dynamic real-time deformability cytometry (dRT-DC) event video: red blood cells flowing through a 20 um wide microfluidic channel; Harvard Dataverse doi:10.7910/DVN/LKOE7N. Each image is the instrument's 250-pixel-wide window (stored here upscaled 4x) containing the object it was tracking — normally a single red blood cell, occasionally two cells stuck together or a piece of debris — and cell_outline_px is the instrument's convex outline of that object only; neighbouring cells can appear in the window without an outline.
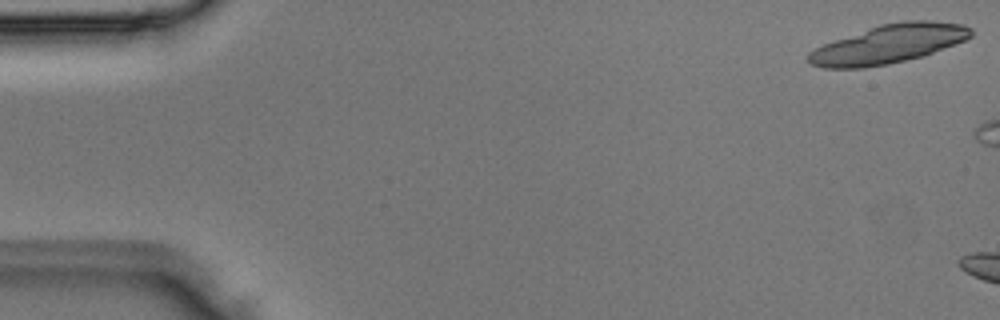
{"species": "Egyptian fruit bat (a non-hibernating species)", "species_latin": "Rousettus aegyptiacus", "temperature_condition": "room temperature", "stored_images_in_passage": 3, "camera_frame_rate_fps": 3000, "um_per_image_px": 0.085, "animal": {"sex": "male"}, "frame": {"image": 1, "passage_image": 1, "time_ms": 0.0, "image_size_px": [1000, 320], "cell_outline_px": [[972, 36], [964, 40], [924, 56], [888, 64], [864, 68], [824, 68], [812, 64], [808, 60], [808, 52], [824, 44], [880, 24], [904, 20], [932, 20], [964, 24], [972, 28]], "centroid_in_image_um": [75.57, 3.73], "position_along_channel_um": 9.4, "area_um2": 36.53}}